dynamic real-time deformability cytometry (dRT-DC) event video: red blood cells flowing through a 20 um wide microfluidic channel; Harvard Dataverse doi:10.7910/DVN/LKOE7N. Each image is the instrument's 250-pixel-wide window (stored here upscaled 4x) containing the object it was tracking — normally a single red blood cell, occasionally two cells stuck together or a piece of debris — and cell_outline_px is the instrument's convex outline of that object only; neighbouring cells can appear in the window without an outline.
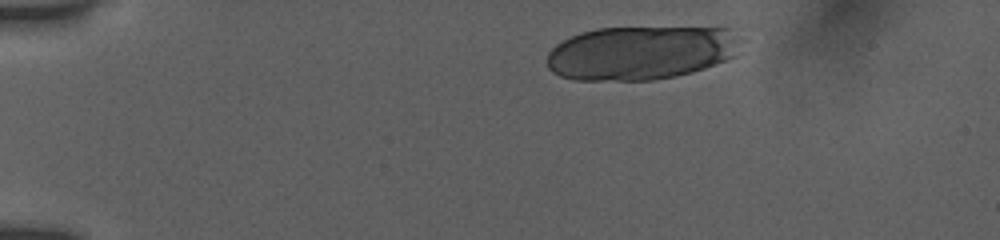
{"species": "human", "species_latin": "Homo sapiens", "temperature_condition": "room temperature", "stored_images_in_passage": 40, "camera_frame_rate_fps": 3000, "um_per_image_px": 0.085, "donor": {"sex": "female"}, "frame": {"image": 1, "passage_image": 4, "time_ms": 1.0, "image_size_px": [1000, 240], "cell_outline_px": [[744, 40], [736, 56], [704, 68], [692, 72], [676, 76], [652, 80], [572, 80], [560, 76], [552, 72], [548, 68], [548, 52], [556, 44], [580, 32], [596, 28], [732, 28]], "centroid_in_image_um": [54.52, 4.48], "position_along_channel_um": 30.5, "area_um2": 61.27}}
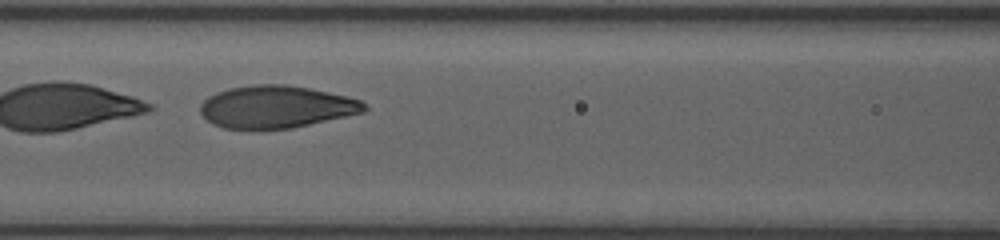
{"frame": {"image": 2, "passage_image": 20, "time_ms": 6.333, "image_size_px": [1000, 240], "cell_outline_px": [[368, 108], [364, 112], [292, 128], [224, 128], [212, 124], [200, 112], [200, 104], [208, 96], [216, 92], [228, 88], [252, 84], [284, 84], [308, 88], [328, 92], [360, 100]], "centroid_in_image_um": [23.44, 9.07], "position_along_channel_um": 143.2, "area_um2": 40.17}}
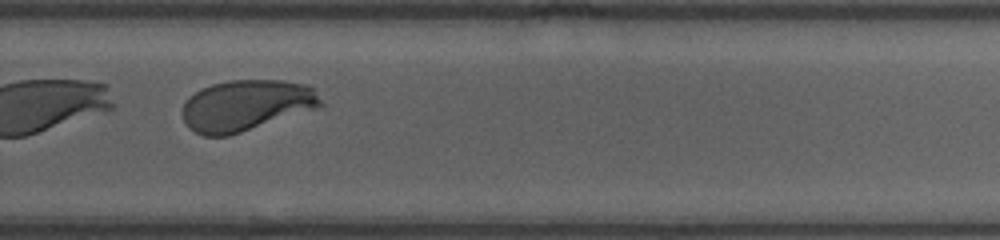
{"frame": {"image": 3, "passage_image": 33, "time_ms": 10.667, "image_size_px": [1000, 240], "cell_outline_px": [[324, 108], [228, 136], [204, 136], [188, 128], [184, 124], [180, 112], [188, 96], [200, 88], [212, 84], [228, 80], [284, 80], [308, 84], [312, 88], [324, 104]], "centroid_in_image_um": [20.94, 8.97], "position_along_channel_um": 308.9, "area_um2": 42.19}, "authors_computed_cell_mechanics": {"area_um2": 41.7027, "velocity_mm_per_s": 3.8363, "shape_relaxation_time_tau1_ms": 3.1425, "shape_relaxation_time_tau2_ms": null, "deformation_change_tau1": 0.1635, "deformation_change_tau2": null}}